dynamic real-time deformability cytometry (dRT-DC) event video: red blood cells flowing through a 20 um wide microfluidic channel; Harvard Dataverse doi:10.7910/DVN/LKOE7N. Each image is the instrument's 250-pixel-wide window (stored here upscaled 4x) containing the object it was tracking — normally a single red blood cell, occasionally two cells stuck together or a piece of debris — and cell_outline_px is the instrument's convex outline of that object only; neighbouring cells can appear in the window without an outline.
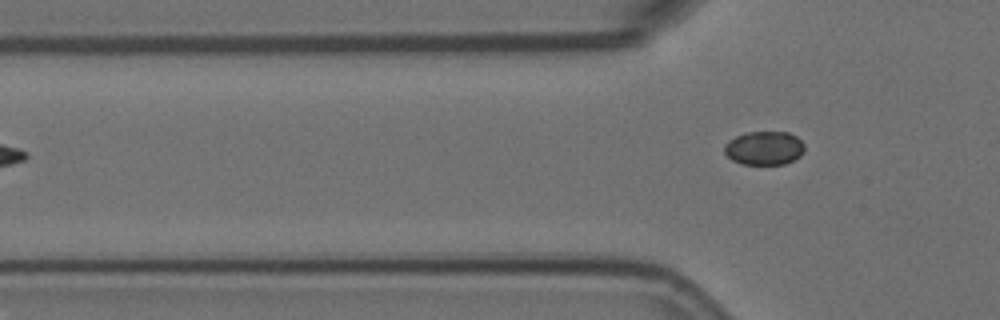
{"species": "Egyptian fruit bat (a non-hibernating species)", "species_latin": "Rousettus aegyptiacus", "temperature_condition": "room temperature", "stored_images_in_passage": 5, "camera_frame_rate_fps": 3000, "um_per_image_px": 0.085, "animal": {"sex": "female"}, "frame": {"image": 1, "passage_image": 5, "time_ms": 1.333, "image_size_px": [1000, 320], "cell_outline_px": [[804, 152], [800, 156], [784, 164], [740, 164], [732, 160], [724, 152], [724, 144], [728, 140], [736, 136], [748, 132], [788, 132], [796, 136], [804, 144]], "centroid_in_image_um": [64.95, 12.58], "position_along_channel_um": 60.9, "area_um2": 15.78}}